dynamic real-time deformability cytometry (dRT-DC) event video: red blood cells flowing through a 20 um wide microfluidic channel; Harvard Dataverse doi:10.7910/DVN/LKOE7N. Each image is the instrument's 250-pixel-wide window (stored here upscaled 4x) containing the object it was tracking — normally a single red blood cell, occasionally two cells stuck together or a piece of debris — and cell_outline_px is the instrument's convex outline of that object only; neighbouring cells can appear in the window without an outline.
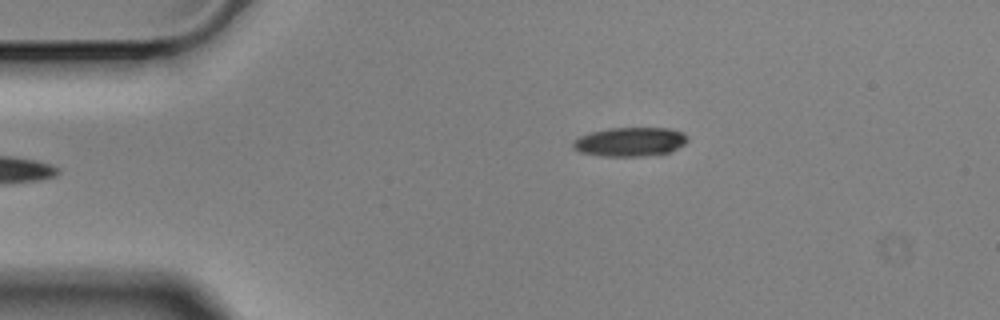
{"species": "Egyptian fruit bat (a non-hibernating species)", "species_latin": "Rousettus aegyptiacus", "temperature_condition": "cold", "stored_images_in_passage": 3, "camera_frame_rate_fps": 3000, "um_per_image_px": 0.085, "animal": {"sex": "male"}, "frame": {"image": 1, "passage_image": 3, "time_ms": 0.667, "image_size_px": [1000, 320], "cell_outline_px": [[688, 140], [684, 144], [668, 152], [644, 156], [600, 156], [580, 152], [572, 148], [572, 144], [580, 136], [592, 132], [608, 128], [668, 128], [684, 132], [688, 136]], "centroid_in_image_um": [53.56, 12.05], "position_along_channel_um": 31.4, "area_um2": 19.31}}